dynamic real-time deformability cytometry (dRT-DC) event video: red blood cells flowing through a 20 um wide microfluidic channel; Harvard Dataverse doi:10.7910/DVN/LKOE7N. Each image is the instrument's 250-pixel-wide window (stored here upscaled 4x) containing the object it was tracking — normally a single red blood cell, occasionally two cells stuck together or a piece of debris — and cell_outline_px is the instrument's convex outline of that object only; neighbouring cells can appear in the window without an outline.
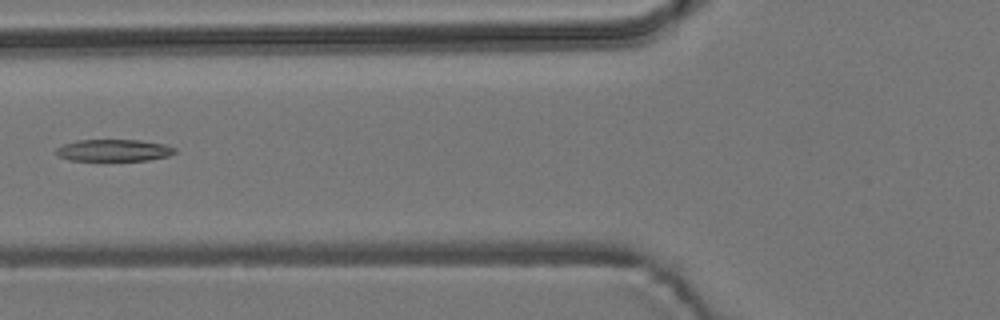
{"species": "common noctule bat (a hibernating species)", "species_latin": "Nyctalus noctula", "temperature_condition": "room temperature", "stored_images_in_passage": 5, "camera_frame_rate_fps": 3000, "um_per_image_px": 0.085, "animal": {"sex": "male", "body_mass_g": 19.2, "forearm_length_mm": 51.8}, "frame": {"image": 1, "passage_image": 4, "time_ms": 4.333, "image_size_px": [1000, 320], "cell_outline_px": [[176, 152], [168, 156], [148, 160], [68, 160], [56, 156], [56, 148], [64, 144], [76, 140], [140, 140], [164, 144], [176, 148]], "centroid_in_image_um": [9.65, 12.77], "position_along_channel_um": 116.1, "area_um2": 15.14}}
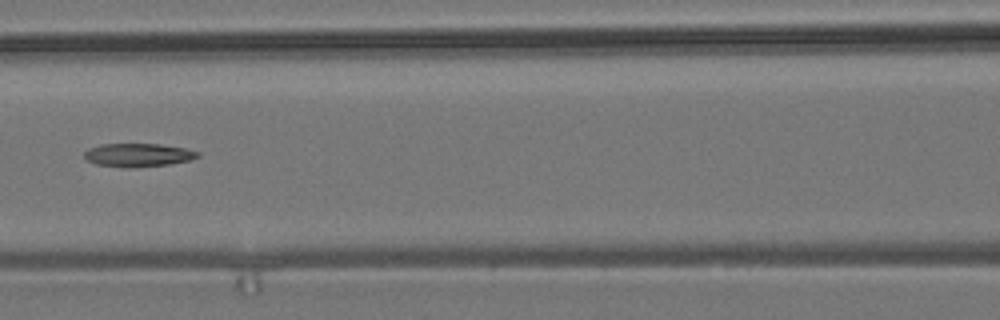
{"frame": {"image": 2, "passage_image": 5, "time_ms": 5.333, "image_size_px": [1000, 320], "cell_outline_px": [[200, 156], [188, 160], [168, 164], [132, 168], [124, 168], [96, 164], [88, 160], [84, 156], [84, 152], [88, 148], [100, 144], [160, 144], [184, 148], [200, 152]], "centroid_in_image_um": [11.71, 13.18], "position_along_channel_um": 154.9, "area_um2": 15.43}}